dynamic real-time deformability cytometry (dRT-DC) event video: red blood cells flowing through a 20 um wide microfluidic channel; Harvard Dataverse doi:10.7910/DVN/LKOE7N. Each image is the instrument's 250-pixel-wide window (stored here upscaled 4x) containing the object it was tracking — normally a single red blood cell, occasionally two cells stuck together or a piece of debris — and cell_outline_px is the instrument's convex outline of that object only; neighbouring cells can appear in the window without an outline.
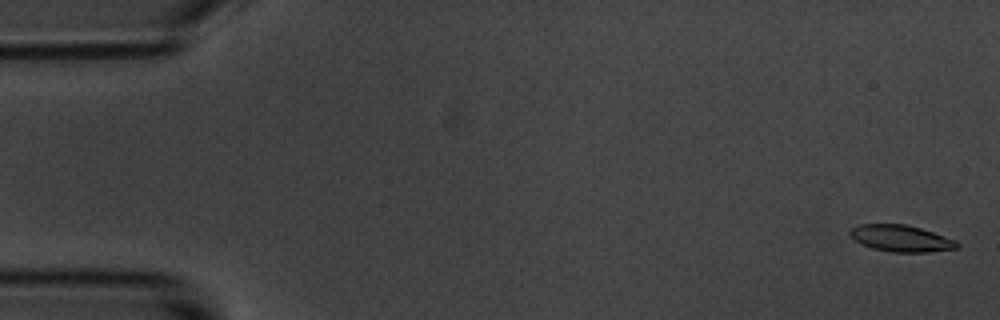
{"species": "common noctule bat (a hibernating species)", "species_latin": "Nyctalus noctula", "temperature_condition": "room temperature", "stored_images_in_passage": 10, "camera_frame_rate_fps": 3000, "um_per_image_px": 0.085, "animal": {"sex": "male", "body_mass_g": 20.1, "forearm_length_mm": 53.5}, "frame": {"image": 1, "passage_image": 1, "time_ms": 0.0, "image_size_px": [1000, 320], "cell_outline_px": [[960, 244], [956, 248], [928, 252], [892, 252], [872, 248], [860, 244], [848, 232], [852, 228], [860, 224], [904, 224], [920, 228], [956, 240]], "centroid_in_image_um": [76.58, 20.26], "position_along_channel_um": 8.4, "area_um2": 16.42}}
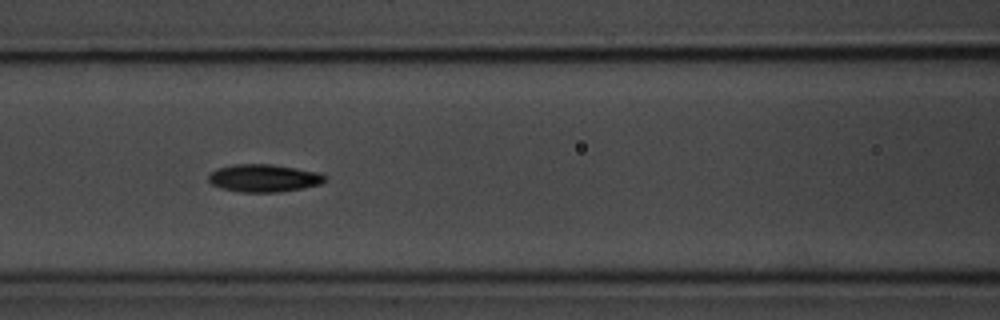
{"frame": {"image": 2, "passage_image": 7, "time_ms": 7.667, "image_size_px": [1000, 320], "cell_outline_px": [[328, 180], [320, 184], [304, 188], [280, 192], [240, 192], [220, 188], [212, 184], [208, 180], [208, 176], [216, 168], [232, 164], [272, 164], [320, 172], [328, 176]], "centroid_in_image_um": [22.46, 15.14], "position_along_channel_um": 144.1, "area_um2": 19.07}}
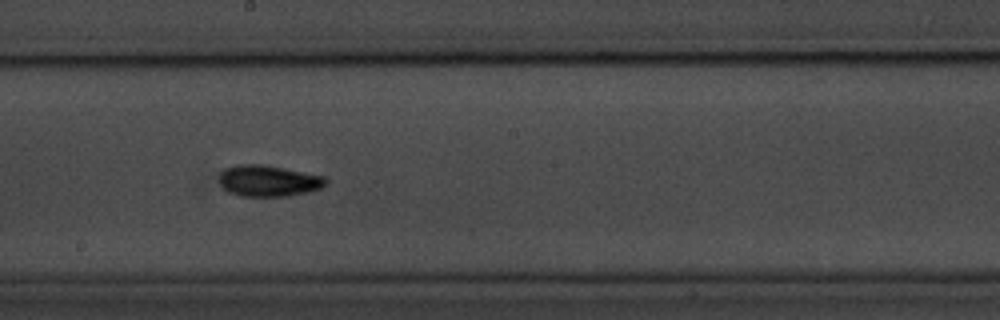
{"frame": {"image": 3, "passage_image": 9, "time_ms": 10.0, "image_size_px": [1000, 320], "cell_outline_px": [[328, 184], [320, 188], [308, 192], [288, 196], [240, 196], [228, 192], [220, 184], [220, 172], [224, 168], [240, 164], [260, 164], [284, 168], [324, 176], [328, 180]], "centroid_in_image_um": [22.82, 15.37], "position_along_channel_um": 225.4, "area_um2": 19.48}}